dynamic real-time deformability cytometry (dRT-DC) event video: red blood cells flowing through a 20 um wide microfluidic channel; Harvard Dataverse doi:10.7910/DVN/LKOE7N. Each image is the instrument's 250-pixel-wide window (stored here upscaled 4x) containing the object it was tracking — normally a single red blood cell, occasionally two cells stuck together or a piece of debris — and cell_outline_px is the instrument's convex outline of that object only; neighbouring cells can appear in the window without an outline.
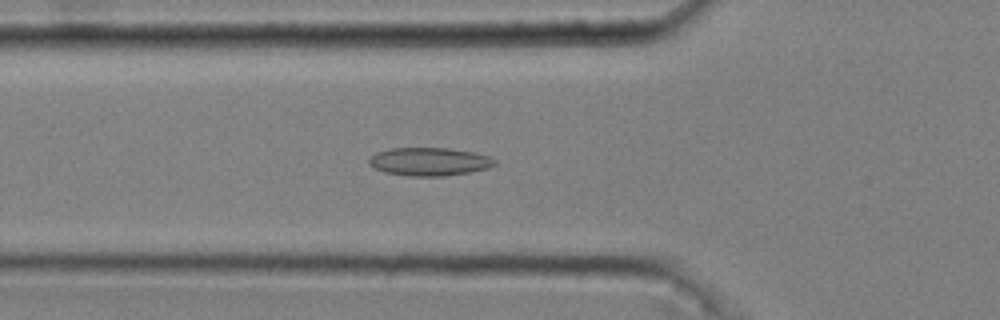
{"species": "common noctule bat (a hibernating species)", "species_latin": "Nyctalus noctula", "temperature_condition": "cold", "stored_images_in_passage": 52, "camera_frame_rate_fps": 3000, "um_per_image_px": 0.085, "animal": {"sex": "male", "body_mass_g": 20.4}, "frame": {"image": 1, "passage_image": 19, "time_ms": 6.0, "image_size_px": [1000, 320], "cell_outline_px": [[496, 164], [488, 168], [468, 172], [444, 176], [412, 176], [384, 172], [368, 164], [368, 160], [376, 152], [392, 148], [448, 148], [476, 152], [488, 156], [496, 160]], "centroid_in_image_um": [36.5, 13.73], "position_along_channel_um": 89.3, "area_um2": 20.58}}
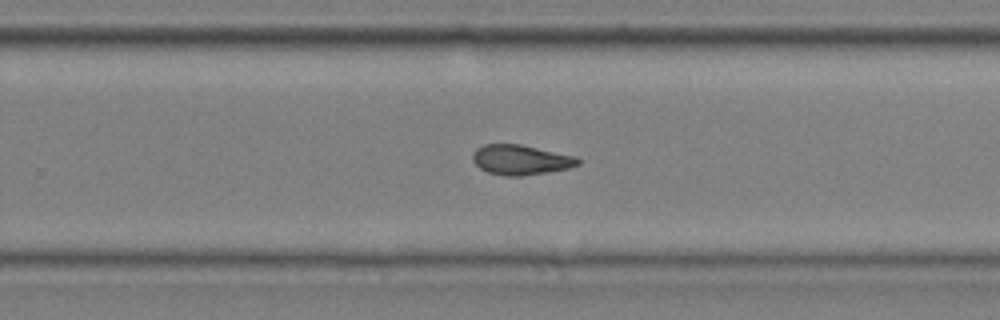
{"frame": {"image": 2, "passage_image": 35, "time_ms": 11.333, "image_size_px": [1000, 320], "cell_outline_px": [[580, 164], [568, 168], [548, 172], [520, 176], [504, 176], [488, 172], [480, 168], [472, 160], [472, 152], [476, 148], [484, 144], [520, 144], [576, 156], [580, 160]], "centroid_in_image_um": [44.24, 13.58], "position_along_channel_um": 285.6, "area_um2": 18.44}}
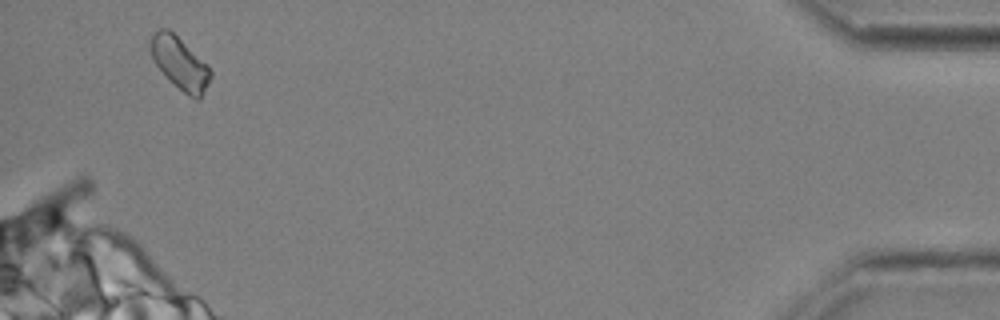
{"frame": {"image": 3, "passage_image": 51, "time_ms": 16.667, "image_size_px": [1000, 320], "cell_outline_px": [[212, 76], [200, 100], [196, 100], [188, 96], [152, 60], [148, 48], [148, 40], [160, 28], [168, 28], [208, 64], [212, 72]], "centroid_in_image_um": [15.29, 5.35], "position_along_channel_um": 419.9, "area_um2": 18.21}, "authors_computed_cell_mechanics": {"area_um2": 18.7561, "velocity_mm_per_s": 3.6804, "shape_relaxation_time_tau1_ms": null, "shape_relaxation_time_tau2_ms": 2.4388, "deformation_change_tau1": null, "deformation_change_tau2": 0.0853}}